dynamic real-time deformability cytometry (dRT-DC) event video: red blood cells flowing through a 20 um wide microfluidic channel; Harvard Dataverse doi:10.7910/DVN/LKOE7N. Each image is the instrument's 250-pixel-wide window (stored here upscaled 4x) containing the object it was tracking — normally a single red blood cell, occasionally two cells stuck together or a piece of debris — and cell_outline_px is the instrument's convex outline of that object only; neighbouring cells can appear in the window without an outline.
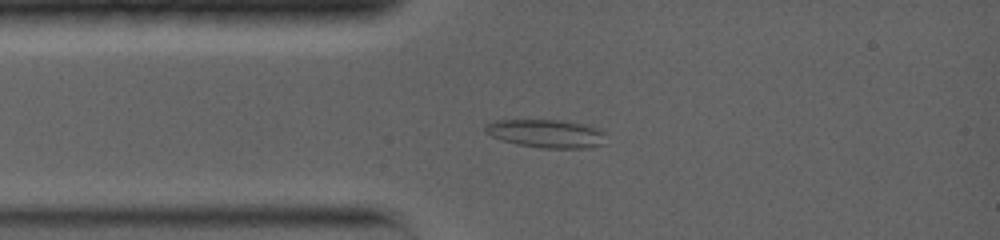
{"species": "common noctule bat (a hibernating species)", "species_latin": "Nyctalus noctula", "temperature_condition": "warm", "stored_images_in_passage": 40, "camera_frame_rate_fps": 5000, "um_per_image_px": 0.085, "animal": {"sex": "female", "body_mass_g": 19.0, "forearm_length_mm": 56.7}, "frame": {"image": 1, "passage_image": 2, "time_ms": 0.2, "image_size_px": [1000, 240], "cell_outline_px": [[604, 144], [588, 148], [544, 148], [516, 144], [500, 140], [484, 132], [484, 128], [492, 120], [560, 120], [588, 124], [604, 132]], "centroid_in_image_um": [46.43, 11.35], "position_along_channel_um": 38.6, "area_um2": 20.0}}
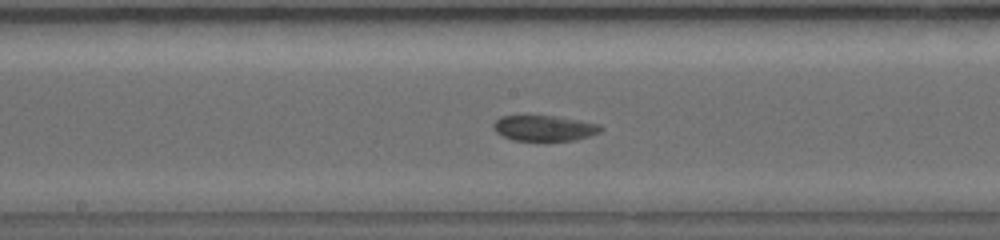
{"frame": {"image": 2, "passage_image": 15, "time_ms": 4.6, "image_size_px": [1000, 240], "cell_outline_px": [[604, 128], [600, 132], [576, 140], [544, 144], [512, 140], [496, 132], [492, 128], [492, 124], [500, 116], [524, 112], [580, 120], [600, 124]], "centroid_in_image_um": [46.2, 10.9], "position_along_channel_um": 202.0, "area_um2": 17.57}}
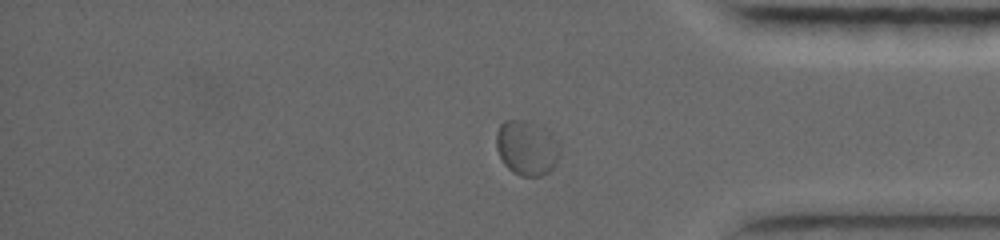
{"frame": {"image": 3, "passage_image": 31, "time_ms": 9.8, "image_size_px": [1000, 240], "cell_outline_px": [[560, 156], [556, 164], [548, 172], [540, 176], [520, 176], [512, 172], [504, 164], [496, 148], [496, 132], [500, 124], [504, 120], [524, 120], [548, 128], [560, 140]], "centroid_in_image_um": [44.82, 12.55], "position_along_channel_um": 390.4, "area_um2": 20.92}, "authors_computed_cell_mechanics": {"area_um2": 17.3978, "velocity_mm_per_s": 3.8355, "shape_relaxation_time_tau1_ms": 3.6183, "shape_relaxation_time_tau2_ms": 1.4639, "deformation_change_tau1": 0.0895, "deformation_change_tau2": 0.0404}}